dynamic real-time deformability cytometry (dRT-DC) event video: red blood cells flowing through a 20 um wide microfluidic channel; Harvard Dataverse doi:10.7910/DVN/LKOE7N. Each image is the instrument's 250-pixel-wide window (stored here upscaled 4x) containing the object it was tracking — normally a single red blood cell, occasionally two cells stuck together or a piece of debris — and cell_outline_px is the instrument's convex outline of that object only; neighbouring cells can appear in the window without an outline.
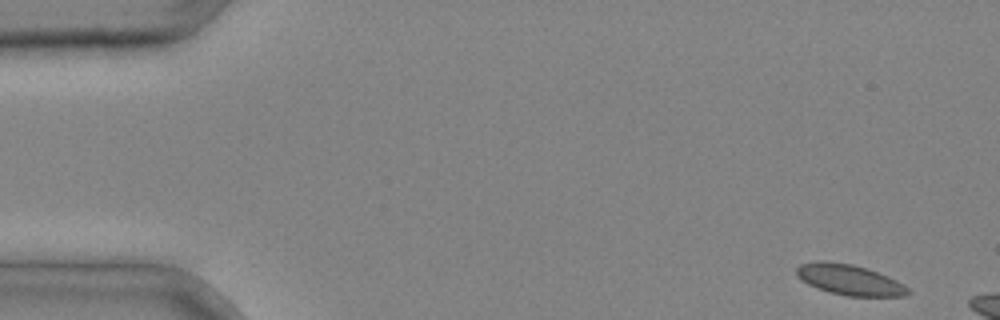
{"species": "common noctule bat (a hibernating species)", "species_latin": "Nyctalus noctula", "temperature_condition": "cold", "stored_images_in_passage": 3, "segment_of_instrument_passage": [2, 2], "camera_frame_rate_fps": 3000, "um_per_image_px": 0.085, "animal": {"sex": "male", "body_mass_g": 20.4}, "frame": {"image": 1, "passage_image": 3, "time_ms": 0.667, "image_size_px": [1000, 320], "cell_outline_px": [[912, 292], [908, 296], [848, 296], [828, 292], [816, 288], [808, 284], [796, 276], [796, 268], [800, 264], [816, 260], [824, 260], [852, 264], [868, 268], [888, 276], [904, 284]], "centroid_in_image_um": [72.2, 23.77], "position_along_channel_um": 12.8, "area_um2": 20.17}}